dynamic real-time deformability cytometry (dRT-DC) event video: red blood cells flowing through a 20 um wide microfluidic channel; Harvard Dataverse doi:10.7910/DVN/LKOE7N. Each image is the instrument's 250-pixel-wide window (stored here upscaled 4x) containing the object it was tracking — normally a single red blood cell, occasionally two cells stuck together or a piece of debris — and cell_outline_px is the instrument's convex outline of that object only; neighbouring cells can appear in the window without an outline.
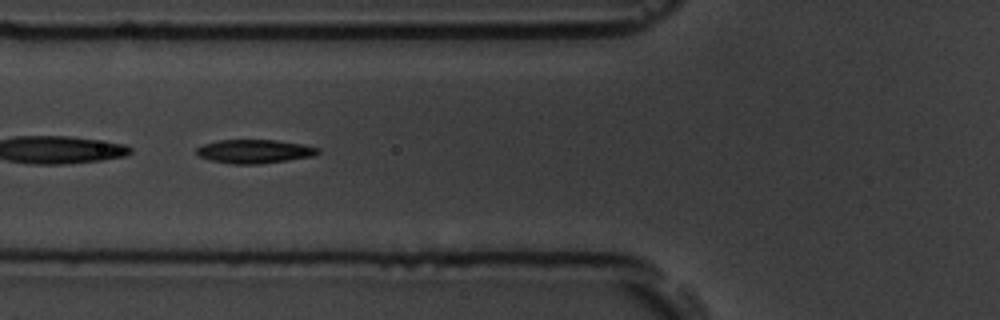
{"species": "common noctule bat (a hibernating species)", "species_latin": "Nyctalus noctula", "temperature_condition": "room temperature", "stored_images_in_passage": 43, "camera_frame_rate_fps": 3000, "um_per_image_px": 0.085, "animal": {"sex": "male", "body_mass_g": 19.5, "forearm_length_mm": 54.6}, "frame": {"image": 1, "passage_image": 7, "time_ms": 2.0, "image_size_px": [1000, 320], "cell_outline_px": [[320, 152], [312, 156], [260, 164], [232, 164], [212, 160], [200, 156], [196, 152], [196, 148], [204, 144], [216, 140], [276, 140], [304, 144], [320, 148]], "centroid_in_image_um": [21.64, 12.86], "position_along_channel_um": 104.2, "area_um2": 16.7}}
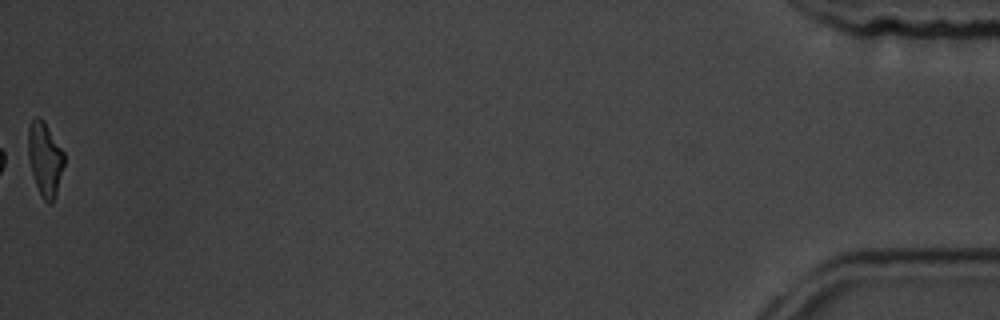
{"frame": {"image": 2, "passage_image": 43, "time_ms": 14.0, "image_size_px": [1000, 320], "cell_outline_px": [[64, 164], [56, 192], [52, 204], [48, 204], [44, 200], [36, 184], [28, 160], [28, 128], [32, 120], [36, 116], [40, 116], [44, 120], [64, 152]], "centroid_in_image_um": [3.81, 13.47], "position_along_channel_um": 431.4, "area_um2": 15.37}, "authors_computed_cell_mechanics": {"area_um2": 16.7042, "velocity_mm_per_s": 3.5567, "shape_relaxation_time_tau1_ms": 3.3513, "shape_relaxation_time_tau2_ms": 3.1719, "deformation_change_tau1": 0.1411, "deformation_change_tau2": 0.1025}}